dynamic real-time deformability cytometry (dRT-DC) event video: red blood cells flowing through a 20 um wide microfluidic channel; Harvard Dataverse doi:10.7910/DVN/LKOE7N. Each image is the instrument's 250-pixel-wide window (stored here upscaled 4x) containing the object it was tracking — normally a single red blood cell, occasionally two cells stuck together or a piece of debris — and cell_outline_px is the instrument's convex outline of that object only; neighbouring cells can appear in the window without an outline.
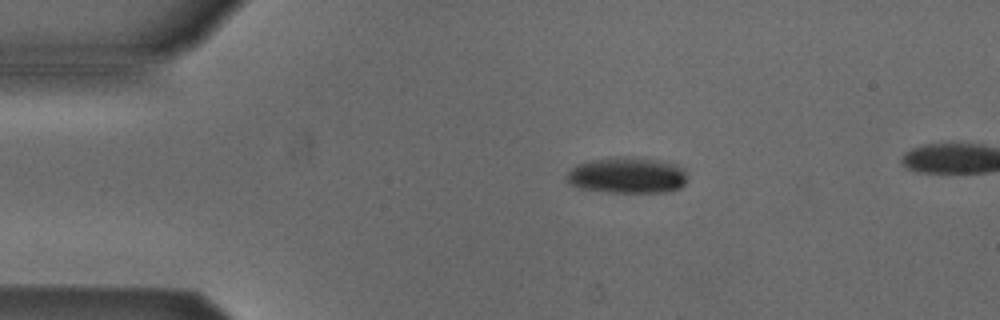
{"species": "Egyptian fruit bat (a non-hibernating species)", "species_latin": "Rousettus aegyptiacus", "temperature_condition": "cold", "stored_images_in_passage": 5, "segment_of_instrument_passage": [1, 2], "camera_frame_rate_fps": 3000, "um_per_image_px": 0.085, "animal": {"sex": "male"}, "frame": {"image": 1, "passage_image": 3, "time_ms": 2.333, "image_size_px": [1000, 320], "cell_outline_px": [[684, 184], [680, 188], [664, 192], [608, 192], [580, 188], [568, 184], [564, 180], [568, 172], [576, 164], [592, 160], [656, 160], [676, 164], [684, 168]], "centroid_in_image_um": [53.26, 14.96], "position_along_channel_um": 31.7, "area_um2": 24.33}}